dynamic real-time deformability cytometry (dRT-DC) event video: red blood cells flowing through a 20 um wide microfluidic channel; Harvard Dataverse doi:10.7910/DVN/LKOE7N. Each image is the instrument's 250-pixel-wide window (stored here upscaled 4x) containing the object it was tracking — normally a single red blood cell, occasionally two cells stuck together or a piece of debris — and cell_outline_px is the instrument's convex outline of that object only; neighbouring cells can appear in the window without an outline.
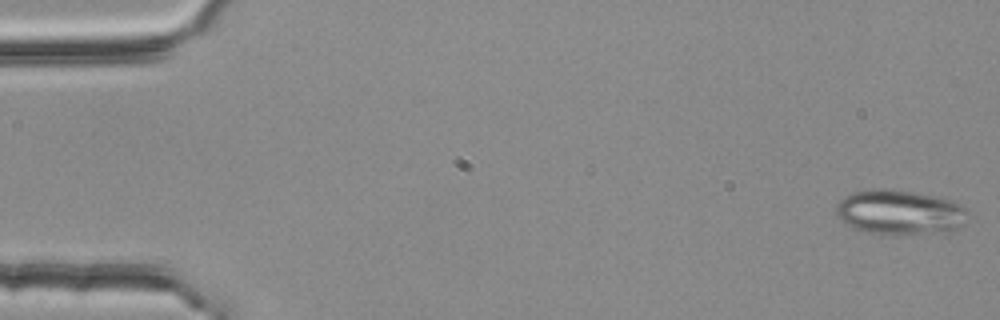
{"species": "common noctule bat (a hibernating species)", "species_latin": "Nyctalus noctula", "temperature_condition": "room temperature", "stored_images_in_passage": 54, "camera_frame_rate_fps": 3000, "um_per_image_px": 0.085, "animal": {"sex": "female", "body_mass_g": 25.1}, "frame": {"image": 1, "passage_image": 1, "time_ms": 0.0, "image_size_px": [1000, 320], "cell_outline_px": [[964, 224], [956, 228], [892, 236], [880, 236], [856, 228], [848, 224], [836, 216], [836, 204], [840, 200], [852, 192], [872, 188], [892, 188], [936, 196], [952, 200], [964, 204]], "centroid_in_image_um": [76.4, 18.02], "position_along_channel_um": 8.6, "area_um2": 34.28}}
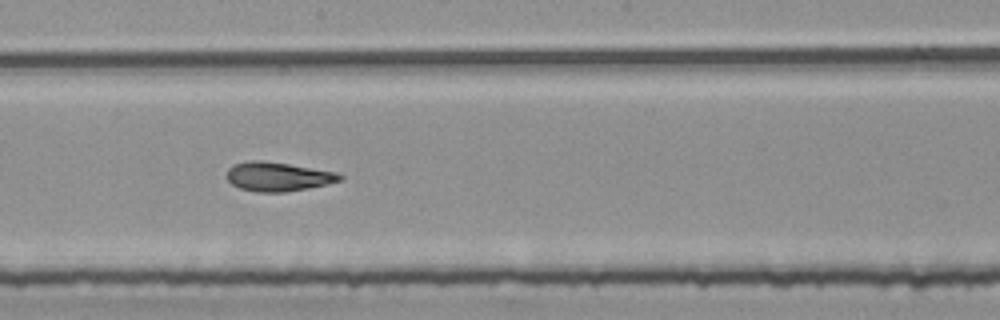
{"frame": {"image": 2, "passage_image": 30, "time_ms": 9.667, "image_size_px": [1000, 320], "cell_outline_px": [[344, 180], [328, 184], [284, 192], [260, 192], [240, 188], [232, 184], [228, 180], [228, 168], [236, 164], [248, 160], [260, 160], [288, 164], [336, 172], [344, 176]], "centroid_in_image_um": [23.66, 15.01], "position_along_channel_um": 224.5, "area_um2": 18.96}}
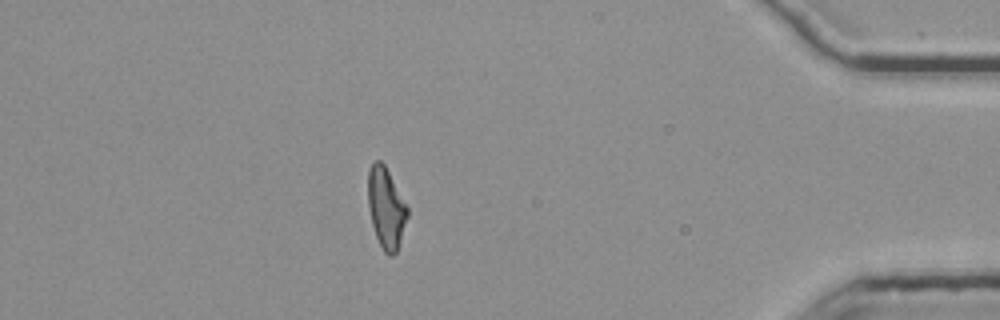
{"frame": {"image": 3, "passage_image": 48, "time_ms": 15.667, "image_size_px": [1000, 320], "cell_outline_px": [[408, 216], [396, 252], [392, 256], [388, 256], [384, 252], [376, 236], [372, 224], [368, 208], [368, 168], [376, 160], [380, 160], [384, 164], [408, 208]], "centroid_in_image_um": [32.8, 17.68], "position_along_channel_um": 402.4, "area_um2": 18.32}, "authors_computed_cell_mechanics": {"area_um2": 19.2474, "velocity_mm_per_s": 3.749, "shape_relaxation_time_tau1_ms": null, "shape_relaxation_time_tau2_ms": 2.4418, "deformation_change_tau1": null, "deformation_change_tau2": 0.1099}}